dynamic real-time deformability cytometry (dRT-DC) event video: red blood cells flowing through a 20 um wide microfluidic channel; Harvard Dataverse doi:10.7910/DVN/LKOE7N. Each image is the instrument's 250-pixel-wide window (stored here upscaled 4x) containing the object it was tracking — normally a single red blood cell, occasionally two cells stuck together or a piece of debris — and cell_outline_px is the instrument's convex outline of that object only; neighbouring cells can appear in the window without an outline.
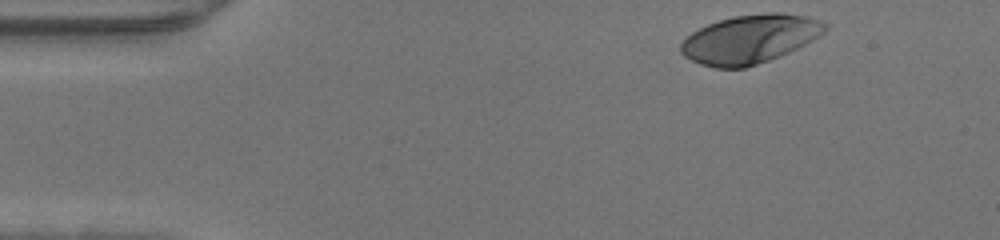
{"species": "human", "species_latin": "Homo sapiens", "temperature_condition": "warm", "stored_images_in_passage": 42, "camera_frame_rate_fps": 3000, "um_per_image_px": 0.085, "donor": {"sex": "male"}, "frame": {"image": 1, "passage_image": 1, "time_ms": 0.0, "image_size_px": [1000, 240], "cell_outline_px": [[828, 28], [820, 36], [788, 52], [768, 60], [744, 68], [716, 68], [700, 64], [684, 56], [680, 52], [680, 44], [692, 32], [708, 24], [720, 20], [736, 16], [768, 12], [780, 12], [808, 16], [820, 20], [828, 24]], "centroid_in_image_um": [63.76, 3.31], "position_along_channel_um": 21.2, "area_um2": 40.63}}
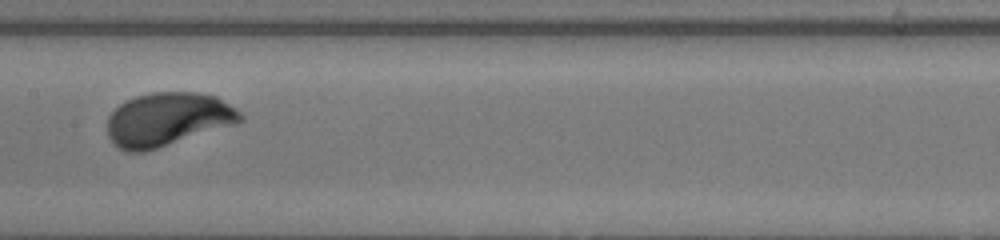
{"frame": {"image": 2, "passage_image": 19, "time_ms": 6.0, "image_size_px": [1000, 240], "cell_outline_px": [[244, 120], [236, 124], [144, 152], [124, 152], [112, 144], [108, 136], [108, 116], [120, 104], [136, 96], [152, 92], [196, 92], [216, 96], [236, 108], [244, 116]], "centroid_in_image_um": [14.25, 10.15], "position_along_channel_um": 193.2, "area_um2": 41.62}}
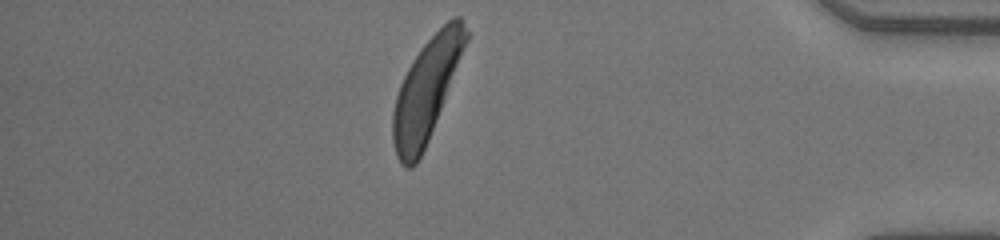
{"frame": {"image": 3, "passage_image": 36, "time_ms": 11.667, "image_size_px": [1000, 240], "cell_outline_px": [[468, 40], [428, 140], [416, 164], [412, 168], [404, 168], [400, 164], [396, 156], [392, 140], [392, 112], [396, 96], [400, 84], [412, 60], [420, 48], [452, 16], [460, 16], [468, 32]], "centroid_in_image_um": [36.21, 7.67], "position_along_channel_um": 399.0, "area_um2": 42.71}}